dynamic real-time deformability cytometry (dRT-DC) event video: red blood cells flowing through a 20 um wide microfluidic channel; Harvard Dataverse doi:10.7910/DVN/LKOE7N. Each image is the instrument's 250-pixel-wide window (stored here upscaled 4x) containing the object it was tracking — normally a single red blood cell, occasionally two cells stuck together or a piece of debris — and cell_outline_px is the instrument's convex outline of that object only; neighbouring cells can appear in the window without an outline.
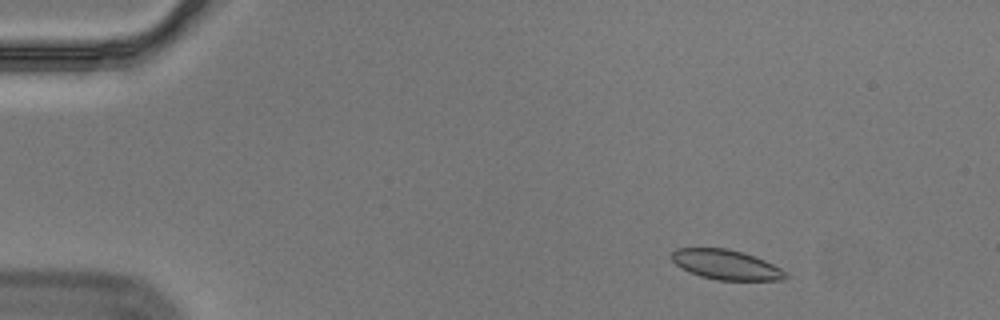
{"species": "Egyptian fruit bat (a non-hibernating species)", "species_latin": "Rousettus aegyptiacus", "temperature_condition": "cold", "stored_images_in_passage": 51, "segment_of_instrument_passage": [1, 2], "camera_frame_rate_fps": 3000, "um_per_image_px": 0.085, "animal": {"sex": "male"}, "frame": {"image": 1, "passage_image": 2, "time_ms": 0.333, "image_size_px": [1000, 320], "cell_outline_px": [[788, 276], [784, 280], [716, 280], [700, 276], [688, 272], [680, 268], [672, 260], [672, 252], [676, 248], [728, 248], [744, 252], [764, 260], [788, 272]], "centroid_in_image_um": [61.72, 22.5], "position_along_channel_um": 23.3, "area_um2": 19.94}}
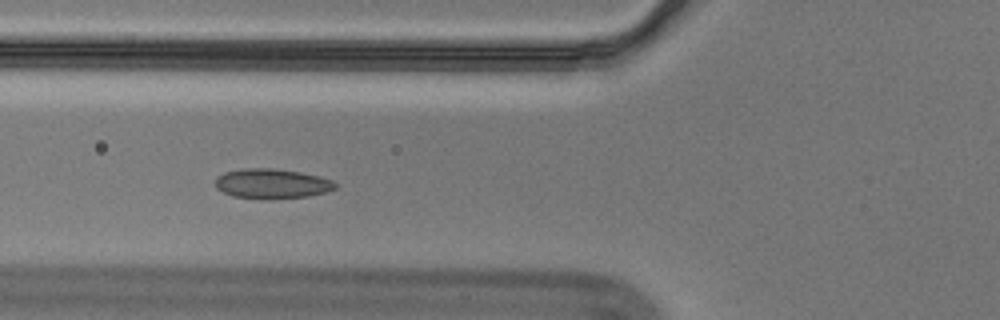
{"frame": {"image": 2, "passage_image": 16, "time_ms": 5.0, "image_size_px": [1000, 320], "cell_outline_px": [[336, 188], [324, 192], [308, 196], [272, 200], [260, 200], [232, 196], [216, 188], [216, 176], [224, 172], [244, 168], [272, 168], [300, 172], [320, 176], [332, 180], [336, 184]], "centroid_in_image_um": [23.08, 15.62], "position_along_channel_um": 102.7, "area_um2": 21.15}}
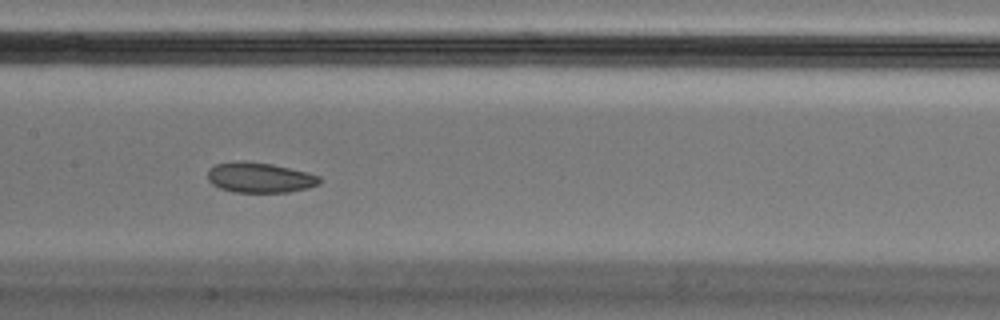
{"frame": {"image": 3, "passage_image": 23, "time_ms": 7.333, "image_size_px": [1000, 320], "cell_outline_px": [[320, 184], [308, 188], [288, 192], [232, 192], [220, 188], [212, 184], [208, 180], [208, 168], [216, 164], [272, 164], [308, 172], [320, 176]], "centroid_in_image_um": [22.13, 15.14], "position_along_channel_um": 185.3, "area_um2": 19.02}}